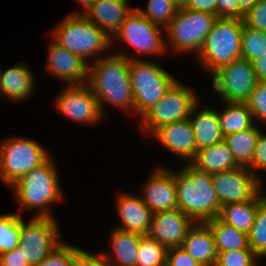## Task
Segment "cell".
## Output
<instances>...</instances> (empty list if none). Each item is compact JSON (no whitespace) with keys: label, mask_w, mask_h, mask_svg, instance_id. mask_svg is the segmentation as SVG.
<instances>
[{"label":"cell","mask_w":266,"mask_h":266,"mask_svg":"<svg viewBox=\"0 0 266 266\" xmlns=\"http://www.w3.org/2000/svg\"><path fill=\"white\" fill-rule=\"evenodd\" d=\"M161 29L165 30L150 22L134 8L111 38V46L113 40L118 39L122 43L126 42L139 55H163L167 49Z\"/></svg>","instance_id":"7c38bea8"},{"label":"cell","mask_w":266,"mask_h":266,"mask_svg":"<svg viewBox=\"0 0 266 266\" xmlns=\"http://www.w3.org/2000/svg\"><path fill=\"white\" fill-rule=\"evenodd\" d=\"M51 34L54 41L88 64L94 56L96 60L101 58L98 53L111 48V38L83 14L68 15L56 28L54 27Z\"/></svg>","instance_id":"277c9868"},{"label":"cell","mask_w":266,"mask_h":266,"mask_svg":"<svg viewBox=\"0 0 266 266\" xmlns=\"http://www.w3.org/2000/svg\"><path fill=\"white\" fill-rule=\"evenodd\" d=\"M239 8L246 13L258 0H237Z\"/></svg>","instance_id":"bcb514c9"},{"label":"cell","mask_w":266,"mask_h":266,"mask_svg":"<svg viewBox=\"0 0 266 266\" xmlns=\"http://www.w3.org/2000/svg\"><path fill=\"white\" fill-rule=\"evenodd\" d=\"M178 208L196 223L218 218L221 205L212 185L211 174L189 163L175 172Z\"/></svg>","instance_id":"7a4b0ae2"},{"label":"cell","mask_w":266,"mask_h":266,"mask_svg":"<svg viewBox=\"0 0 266 266\" xmlns=\"http://www.w3.org/2000/svg\"><path fill=\"white\" fill-rule=\"evenodd\" d=\"M253 118L266 123V82H258L245 102Z\"/></svg>","instance_id":"8d00e7d4"},{"label":"cell","mask_w":266,"mask_h":266,"mask_svg":"<svg viewBox=\"0 0 266 266\" xmlns=\"http://www.w3.org/2000/svg\"><path fill=\"white\" fill-rule=\"evenodd\" d=\"M130 59L125 55L103 56L89 64L88 82L105 115V103L135 112L134 96L129 78Z\"/></svg>","instance_id":"6da1fadb"},{"label":"cell","mask_w":266,"mask_h":266,"mask_svg":"<svg viewBox=\"0 0 266 266\" xmlns=\"http://www.w3.org/2000/svg\"><path fill=\"white\" fill-rule=\"evenodd\" d=\"M55 218L32 217L28 223L20 222L19 250L29 266L44 260L61 242Z\"/></svg>","instance_id":"30bf717a"},{"label":"cell","mask_w":266,"mask_h":266,"mask_svg":"<svg viewBox=\"0 0 266 266\" xmlns=\"http://www.w3.org/2000/svg\"><path fill=\"white\" fill-rule=\"evenodd\" d=\"M50 157L49 151L32 139L19 136L5 138L0 144V180L11 187Z\"/></svg>","instance_id":"52a82bcc"},{"label":"cell","mask_w":266,"mask_h":266,"mask_svg":"<svg viewBox=\"0 0 266 266\" xmlns=\"http://www.w3.org/2000/svg\"><path fill=\"white\" fill-rule=\"evenodd\" d=\"M166 266H201L181 246L167 249Z\"/></svg>","instance_id":"60d3db41"},{"label":"cell","mask_w":266,"mask_h":266,"mask_svg":"<svg viewBox=\"0 0 266 266\" xmlns=\"http://www.w3.org/2000/svg\"><path fill=\"white\" fill-rule=\"evenodd\" d=\"M249 247L260 257H266V198L259 204L254 223L248 233Z\"/></svg>","instance_id":"d6a6232c"},{"label":"cell","mask_w":266,"mask_h":266,"mask_svg":"<svg viewBox=\"0 0 266 266\" xmlns=\"http://www.w3.org/2000/svg\"><path fill=\"white\" fill-rule=\"evenodd\" d=\"M116 204L121 222L116 229L147 235L153 213L144 204L141 196L122 192L118 194Z\"/></svg>","instance_id":"d6986e66"},{"label":"cell","mask_w":266,"mask_h":266,"mask_svg":"<svg viewBox=\"0 0 266 266\" xmlns=\"http://www.w3.org/2000/svg\"><path fill=\"white\" fill-rule=\"evenodd\" d=\"M262 192L253 200L221 206L218 219L248 234L254 223L259 204L266 198V194Z\"/></svg>","instance_id":"484cf974"},{"label":"cell","mask_w":266,"mask_h":266,"mask_svg":"<svg viewBox=\"0 0 266 266\" xmlns=\"http://www.w3.org/2000/svg\"><path fill=\"white\" fill-rule=\"evenodd\" d=\"M244 24L266 32V0H258L245 14Z\"/></svg>","instance_id":"74e56055"},{"label":"cell","mask_w":266,"mask_h":266,"mask_svg":"<svg viewBox=\"0 0 266 266\" xmlns=\"http://www.w3.org/2000/svg\"><path fill=\"white\" fill-rule=\"evenodd\" d=\"M257 79L266 82V52L251 61Z\"/></svg>","instance_id":"f6af8a7d"},{"label":"cell","mask_w":266,"mask_h":266,"mask_svg":"<svg viewBox=\"0 0 266 266\" xmlns=\"http://www.w3.org/2000/svg\"><path fill=\"white\" fill-rule=\"evenodd\" d=\"M133 9L128 0H96L83 15L112 38Z\"/></svg>","instance_id":"ffe728a7"},{"label":"cell","mask_w":266,"mask_h":266,"mask_svg":"<svg viewBox=\"0 0 266 266\" xmlns=\"http://www.w3.org/2000/svg\"><path fill=\"white\" fill-rule=\"evenodd\" d=\"M167 249L156 240L142 235L138 248L137 266H166Z\"/></svg>","instance_id":"1f68e13d"},{"label":"cell","mask_w":266,"mask_h":266,"mask_svg":"<svg viewBox=\"0 0 266 266\" xmlns=\"http://www.w3.org/2000/svg\"><path fill=\"white\" fill-rule=\"evenodd\" d=\"M78 249L62 241L44 260L33 266H72L73 255Z\"/></svg>","instance_id":"d590c367"},{"label":"cell","mask_w":266,"mask_h":266,"mask_svg":"<svg viewBox=\"0 0 266 266\" xmlns=\"http://www.w3.org/2000/svg\"><path fill=\"white\" fill-rule=\"evenodd\" d=\"M72 266H110L102 252L99 254L89 253L83 249H78L72 260Z\"/></svg>","instance_id":"ab89813d"},{"label":"cell","mask_w":266,"mask_h":266,"mask_svg":"<svg viewBox=\"0 0 266 266\" xmlns=\"http://www.w3.org/2000/svg\"><path fill=\"white\" fill-rule=\"evenodd\" d=\"M212 185L221 206L253 200L262 182L246 167L211 174Z\"/></svg>","instance_id":"4fadbf2b"},{"label":"cell","mask_w":266,"mask_h":266,"mask_svg":"<svg viewBox=\"0 0 266 266\" xmlns=\"http://www.w3.org/2000/svg\"><path fill=\"white\" fill-rule=\"evenodd\" d=\"M189 164L197 170L209 174L220 173L239 166L224 140L197 150Z\"/></svg>","instance_id":"d4e9b609"},{"label":"cell","mask_w":266,"mask_h":266,"mask_svg":"<svg viewBox=\"0 0 266 266\" xmlns=\"http://www.w3.org/2000/svg\"><path fill=\"white\" fill-rule=\"evenodd\" d=\"M147 9L136 8L153 24L166 28L178 11L172 0H148Z\"/></svg>","instance_id":"f546056e"},{"label":"cell","mask_w":266,"mask_h":266,"mask_svg":"<svg viewBox=\"0 0 266 266\" xmlns=\"http://www.w3.org/2000/svg\"><path fill=\"white\" fill-rule=\"evenodd\" d=\"M0 266H29L23 253L19 248L2 253L0 255Z\"/></svg>","instance_id":"7bdbcfd3"},{"label":"cell","mask_w":266,"mask_h":266,"mask_svg":"<svg viewBox=\"0 0 266 266\" xmlns=\"http://www.w3.org/2000/svg\"><path fill=\"white\" fill-rule=\"evenodd\" d=\"M223 103H225L226 107L223 111H218V118L224 136L250 129L255 125L252 112L246 103Z\"/></svg>","instance_id":"f1b7e54d"},{"label":"cell","mask_w":266,"mask_h":266,"mask_svg":"<svg viewBox=\"0 0 266 266\" xmlns=\"http://www.w3.org/2000/svg\"><path fill=\"white\" fill-rule=\"evenodd\" d=\"M178 9L185 8L189 0H172Z\"/></svg>","instance_id":"c3c4849f"},{"label":"cell","mask_w":266,"mask_h":266,"mask_svg":"<svg viewBox=\"0 0 266 266\" xmlns=\"http://www.w3.org/2000/svg\"><path fill=\"white\" fill-rule=\"evenodd\" d=\"M20 213L0 215V255L19 246Z\"/></svg>","instance_id":"4dcf8cb0"},{"label":"cell","mask_w":266,"mask_h":266,"mask_svg":"<svg viewBox=\"0 0 266 266\" xmlns=\"http://www.w3.org/2000/svg\"><path fill=\"white\" fill-rule=\"evenodd\" d=\"M199 101L191 110L189 121L193 128L197 150L210 147L224 140V134L220 127L218 111L211 107H199Z\"/></svg>","instance_id":"7402d4cb"},{"label":"cell","mask_w":266,"mask_h":266,"mask_svg":"<svg viewBox=\"0 0 266 266\" xmlns=\"http://www.w3.org/2000/svg\"><path fill=\"white\" fill-rule=\"evenodd\" d=\"M266 52V32L243 25L241 57L250 62Z\"/></svg>","instance_id":"836d02e7"},{"label":"cell","mask_w":266,"mask_h":266,"mask_svg":"<svg viewBox=\"0 0 266 266\" xmlns=\"http://www.w3.org/2000/svg\"><path fill=\"white\" fill-rule=\"evenodd\" d=\"M259 257L252 249L219 252L215 266H257Z\"/></svg>","instance_id":"e575fe53"},{"label":"cell","mask_w":266,"mask_h":266,"mask_svg":"<svg viewBox=\"0 0 266 266\" xmlns=\"http://www.w3.org/2000/svg\"><path fill=\"white\" fill-rule=\"evenodd\" d=\"M57 171L53 158L50 157L10 187L21 210H33L36 212L33 217L37 218H54L49 206L59 202L63 196Z\"/></svg>","instance_id":"3957f363"},{"label":"cell","mask_w":266,"mask_h":266,"mask_svg":"<svg viewBox=\"0 0 266 266\" xmlns=\"http://www.w3.org/2000/svg\"><path fill=\"white\" fill-rule=\"evenodd\" d=\"M47 73L67 85H82L88 82L89 64L78 55L52 39L47 57Z\"/></svg>","instance_id":"2e32d148"},{"label":"cell","mask_w":266,"mask_h":266,"mask_svg":"<svg viewBox=\"0 0 266 266\" xmlns=\"http://www.w3.org/2000/svg\"><path fill=\"white\" fill-rule=\"evenodd\" d=\"M198 101L195 91L177 80L162 99L140 116V129L152 134L162 125L188 119Z\"/></svg>","instance_id":"9c48e42d"},{"label":"cell","mask_w":266,"mask_h":266,"mask_svg":"<svg viewBox=\"0 0 266 266\" xmlns=\"http://www.w3.org/2000/svg\"><path fill=\"white\" fill-rule=\"evenodd\" d=\"M147 180L141 198L153 214L178 208L174 171L159 166Z\"/></svg>","instance_id":"e0dca14e"},{"label":"cell","mask_w":266,"mask_h":266,"mask_svg":"<svg viewBox=\"0 0 266 266\" xmlns=\"http://www.w3.org/2000/svg\"><path fill=\"white\" fill-rule=\"evenodd\" d=\"M196 222L179 208L160 211L152 215L147 236L166 249L181 246L189 230Z\"/></svg>","instance_id":"9a60e30c"},{"label":"cell","mask_w":266,"mask_h":266,"mask_svg":"<svg viewBox=\"0 0 266 266\" xmlns=\"http://www.w3.org/2000/svg\"><path fill=\"white\" fill-rule=\"evenodd\" d=\"M211 230L217 253L251 249L248 234L235 227L223 223L218 218L204 222Z\"/></svg>","instance_id":"4316f807"},{"label":"cell","mask_w":266,"mask_h":266,"mask_svg":"<svg viewBox=\"0 0 266 266\" xmlns=\"http://www.w3.org/2000/svg\"><path fill=\"white\" fill-rule=\"evenodd\" d=\"M56 109L65 117L80 123L101 122L104 118L90 86L66 85L56 97Z\"/></svg>","instance_id":"5bb4252c"},{"label":"cell","mask_w":266,"mask_h":266,"mask_svg":"<svg viewBox=\"0 0 266 266\" xmlns=\"http://www.w3.org/2000/svg\"><path fill=\"white\" fill-rule=\"evenodd\" d=\"M261 131L257 139L251 165L248 169L262 182L263 180L257 174V170L266 171V135Z\"/></svg>","instance_id":"f35d334b"},{"label":"cell","mask_w":266,"mask_h":266,"mask_svg":"<svg viewBox=\"0 0 266 266\" xmlns=\"http://www.w3.org/2000/svg\"><path fill=\"white\" fill-rule=\"evenodd\" d=\"M74 1L76 3L77 2L80 3V5L84 7V11H82V12L75 11L73 14H85L96 0H74Z\"/></svg>","instance_id":"7dc6e473"},{"label":"cell","mask_w":266,"mask_h":266,"mask_svg":"<svg viewBox=\"0 0 266 266\" xmlns=\"http://www.w3.org/2000/svg\"><path fill=\"white\" fill-rule=\"evenodd\" d=\"M121 52V53H120ZM116 54L130 59L129 78L134 96L135 112L140 116L165 96L177 81L170 72L140 56L129 57L126 52Z\"/></svg>","instance_id":"8992f818"},{"label":"cell","mask_w":266,"mask_h":266,"mask_svg":"<svg viewBox=\"0 0 266 266\" xmlns=\"http://www.w3.org/2000/svg\"><path fill=\"white\" fill-rule=\"evenodd\" d=\"M260 128L254 125L250 129L226 135L224 141L241 167L248 168L254 154V148L260 134Z\"/></svg>","instance_id":"83f0119b"},{"label":"cell","mask_w":266,"mask_h":266,"mask_svg":"<svg viewBox=\"0 0 266 266\" xmlns=\"http://www.w3.org/2000/svg\"><path fill=\"white\" fill-rule=\"evenodd\" d=\"M243 19L218 18L197 55L201 68L212 75L241 57Z\"/></svg>","instance_id":"5b68a950"},{"label":"cell","mask_w":266,"mask_h":266,"mask_svg":"<svg viewBox=\"0 0 266 266\" xmlns=\"http://www.w3.org/2000/svg\"><path fill=\"white\" fill-rule=\"evenodd\" d=\"M211 77L213 88L223 102L245 103L259 82L252 63L242 57L219 68Z\"/></svg>","instance_id":"8fae6325"},{"label":"cell","mask_w":266,"mask_h":266,"mask_svg":"<svg viewBox=\"0 0 266 266\" xmlns=\"http://www.w3.org/2000/svg\"><path fill=\"white\" fill-rule=\"evenodd\" d=\"M151 135L167 150L188 160V163L196 154L197 144L189 119L162 125Z\"/></svg>","instance_id":"ac0fdd59"},{"label":"cell","mask_w":266,"mask_h":266,"mask_svg":"<svg viewBox=\"0 0 266 266\" xmlns=\"http://www.w3.org/2000/svg\"><path fill=\"white\" fill-rule=\"evenodd\" d=\"M110 235L111 252L107 253L103 251V255L109 265L137 266L138 248L142 235L116 228L113 229Z\"/></svg>","instance_id":"cb8c5ba5"},{"label":"cell","mask_w":266,"mask_h":266,"mask_svg":"<svg viewBox=\"0 0 266 266\" xmlns=\"http://www.w3.org/2000/svg\"><path fill=\"white\" fill-rule=\"evenodd\" d=\"M185 8L217 15V0H189Z\"/></svg>","instance_id":"ee69618b"},{"label":"cell","mask_w":266,"mask_h":266,"mask_svg":"<svg viewBox=\"0 0 266 266\" xmlns=\"http://www.w3.org/2000/svg\"><path fill=\"white\" fill-rule=\"evenodd\" d=\"M181 247L201 266H215L217 251L210 228L205 223H195Z\"/></svg>","instance_id":"603a6c76"},{"label":"cell","mask_w":266,"mask_h":266,"mask_svg":"<svg viewBox=\"0 0 266 266\" xmlns=\"http://www.w3.org/2000/svg\"><path fill=\"white\" fill-rule=\"evenodd\" d=\"M26 62L16 63L13 67L0 71V96L17 103L33 95L35 80Z\"/></svg>","instance_id":"44dd1931"},{"label":"cell","mask_w":266,"mask_h":266,"mask_svg":"<svg viewBox=\"0 0 266 266\" xmlns=\"http://www.w3.org/2000/svg\"><path fill=\"white\" fill-rule=\"evenodd\" d=\"M244 14L237 0H217L218 18L243 19Z\"/></svg>","instance_id":"b9f144b4"},{"label":"cell","mask_w":266,"mask_h":266,"mask_svg":"<svg viewBox=\"0 0 266 266\" xmlns=\"http://www.w3.org/2000/svg\"><path fill=\"white\" fill-rule=\"evenodd\" d=\"M217 19L216 14L187 8L178 9L176 16L165 28L166 49L168 50L170 43V49L176 52H189L197 56Z\"/></svg>","instance_id":"ba28073f"}]
</instances>
